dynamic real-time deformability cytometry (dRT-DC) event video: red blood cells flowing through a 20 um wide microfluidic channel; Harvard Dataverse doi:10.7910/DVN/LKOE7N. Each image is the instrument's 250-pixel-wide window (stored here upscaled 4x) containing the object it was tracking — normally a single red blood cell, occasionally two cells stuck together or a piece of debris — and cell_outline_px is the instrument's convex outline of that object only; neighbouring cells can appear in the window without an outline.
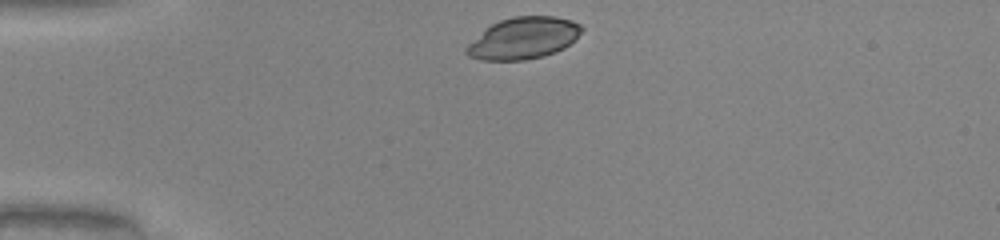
{"species": "common noctule bat (a hibernating species)", "species_latin": "Nyctalus noctula", "temperature_condition": "warm", "stored_images_in_passage": 31, "camera_frame_rate_fps": 3000, "um_per_image_px": 0.085, "animal": {"sex": "male", "body_mass_g": 20.0, "forearm_length_mm": 53.3}, "frame": {"image": 1, "passage_image": 1, "time_ms": 0.0, "image_size_px": [1000, 240], "cell_outline_px": [[584, 28], [576, 40], [564, 48], [544, 56], [524, 60], [480, 60], [468, 56], [464, 52], [464, 48], [468, 44], [492, 24], [500, 20], [512, 16], [556, 16], [572, 20], [580, 24]], "centroid_in_image_um": [44.52, 3.24], "position_along_channel_um": 40.5, "area_um2": 28.09}}
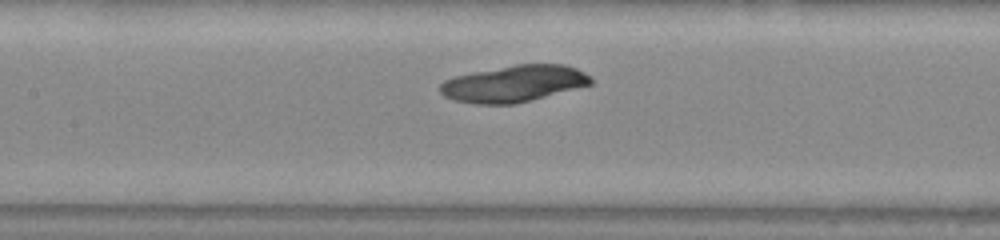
{"frame": {"image": 2, "passage_image": 13, "time_ms": 4.0, "image_size_px": [1000, 240], "cell_outline_px": [[592, 84], [516, 104], [476, 104], [456, 100], [444, 96], [440, 92], [440, 84], [444, 80], [456, 76], [516, 64], [564, 64], [576, 68], [592, 76]], "centroid_in_image_um": [43.71, 7.11], "position_along_channel_um": 163.7, "area_um2": 31.91}}
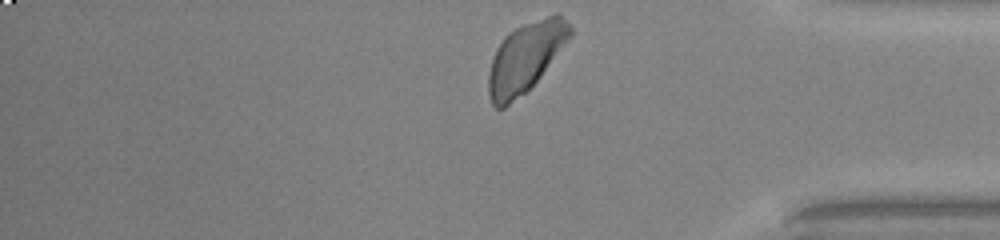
{"frame": {"image": 3, "passage_image": 31, "time_ms": 10.0, "image_size_px": [1000, 240], "cell_outline_px": [[572, 36], [540, 76], [524, 92], [504, 108], [496, 108], [492, 104], [488, 96], [488, 76], [492, 60], [496, 48], [504, 36], [508, 32], [524, 24], [556, 12], [560, 12], [572, 28]], "centroid_in_image_um": [44.67, 4.84], "position_along_channel_um": 390.5, "area_um2": 32.89}}